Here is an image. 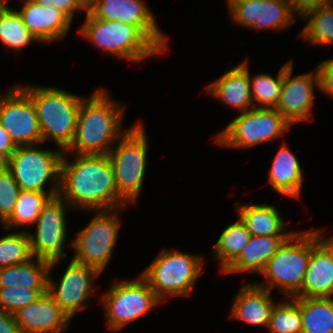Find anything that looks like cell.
<instances>
[{"instance_id": "cell-1", "label": "cell", "mask_w": 333, "mask_h": 333, "mask_svg": "<svg viewBox=\"0 0 333 333\" xmlns=\"http://www.w3.org/2000/svg\"><path fill=\"white\" fill-rule=\"evenodd\" d=\"M59 196L74 211L111 210L128 205L118 195L108 154L64 153L61 161Z\"/></svg>"}, {"instance_id": "cell-2", "label": "cell", "mask_w": 333, "mask_h": 333, "mask_svg": "<svg viewBox=\"0 0 333 333\" xmlns=\"http://www.w3.org/2000/svg\"><path fill=\"white\" fill-rule=\"evenodd\" d=\"M103 86L82 99L76 131L64 153L103 155L130 129L123 127L127 104L113 99Z\"/></svg>"}, {"instance_id": "cell-3", "label": "cell", "mask_w": 333, "mask_h": 333, "mask_svg": "<svg viewBox=\"0 0 333 333\" xmlns=\"http://www.w3.org/2000/svg\"><path fill=\"white\" fill-rule=\"evenodd\" d=\"M18 85L32 100L43 143L53 141L54 146L65 150L73 141L79 108L85 96L55 86Z\"/></svg>"}, {"instance_id": "cell-4", "label": "cell", "mask_w": 333, "mask_h": 333, "mask_svg": "<svg viewBox=\"0 0 333 333\" xmlns=\"http://www.w3.org/2000/svg\"><path fill=\"white\" fill-rule=\"evenodd\" d=\"M201 254L180 251L178 248L161 249L154 260L139 273L155 295L164 303L172 298H187L204 272Z\"/></svg>"}, {"instance_id": "cell-5", "label": "cell", "mask_w": 333, "mask_h": 333, "mask_svg": "<svg viewBox=\"0 0 333 333\" xmlns=\"http://www.w3.org/2000/svg\"><path fill=\"white\" fill-rule=\"evenodd\" d=\"M77 33L101 52L133 64L163 54L136 26L98 19L88 10Z\"/></svg>"}, {"instance_id": "cell-6", "label": "cell", "mask_w": 333, "mask_h": 333, "mask_svg": "<svg viewBox=\"0 0 333 333\" xmlns=\"http://www.w3.org/2000/svg\"><path fill=\"white\" fill-rule=\"evenodd\" d=\"M142 120L130 129L109 150L118 195L128 204L135 205L142 189L148 165V138Z\"/></svg>"}, {"instance_id": "cell-7", "label": "cell", "mask_w": 333, "mask_h": 333, "mask_svg": "<svg viewBox=\"0 0 333 333\" xmlns=\"http://www.w3.org/2000/svg\"><path fill=\"white\" fill-rule=\"evenodd\" d=\"M310 254L311 230L297 229L277 249L260 273L263 277L262 282L257 280L254 282L271 292L277 288V294L284 298L297 297L302 291Z\"/></svg>"}, {"instance_id": "cell-8", "label": "cell", "mask_w": 333, "mask_h": 333, "mask_svg": "<svg viewBox=\"0 0 333 333\" xmlns=\"http://www.w3.org/2000/svg\"><path fill=\"white\" fill-rule=\"evenodd\" d=\"M97 303L103 306L106 330L120 333L163 302L138 274L131 280L115 278L108 289L100 293Z\"/></svg>"}, {"instance_id": "cell-9", "label": "cell", "mask_w": 333, "mask_h": 333, "mask_svg": "<svg viewBox=\"0 0 333 333\" xmlns=\"http://www.w3.org/2000/svg\"><path fill=\"white\" fill-rule=\"evenodd\" d=\"M41 145L44 143L17 146L4 164L21 190L48 193L53 198L60 191L64 150L59 147L48 149Z\"/></svg>"}, {"instance_id": "cell-10", "label": "cell", "mask_w": 333, "mask_h": 333, "mask_svg": "<svg viewBox=\"0 0 333 333\" xmlns=\"http://www.w3.org/2000/svg\"><path fill=\"white\" fill-rule=\"evenodd\" d=\"M127 207L83 211L92 213L91 220L72 239V257L78 263L95 268L101 275L109 266L122 228V218Z\"/></svg>"}, {"instance_id": "cell-11", "label": "cell", "mask_w": 333, "mask_h": 333, "mask_svg": "<svg viewBox=\"0 0 333 333\" xmlns=\"http://www.w3.org/2000/svg\"><path fill=\"white\" fill-rule=\"evenodd\" d=\"M292 125L276 108H257L241 112L213 135L216 147L248 149L284 136Z\"/></svg>"}, {"instance_id": "cell-12", "label": "cell", "mask_w": 333, "mask_h": 333, "mask_svg": "<svg viewBox=\"0 0 333 333\" xmlns=\"http://www.w3.org/2000/svg\"><path fill=\"white\" fill-rule=\"evenodd\" d=\"M69 210L73 211L59 195L51 198L43 207L34 224L35 231H27L33 257L49 262L68 258L66 251L69 248L66 247L72 248L66 217ZM67 240H69V244Z\"/></svg>"}, {"instance_id": "cell-13", "label": "cell", "mask_w": 333, "mask_h": 333, "mask_svg": "<svg viewBox=\"0 0 333 333\" xmlns=\"http://www.w3.org/2000/svg\"><path fill=\"white\" fill-rule=\"evenodd\" d=\"M64 260L53 261L50 264L48 276V292L55 302L63 309L71 320L82 311L90 299L98 291L95 281L101 274L93 267L69 260L67 267L60 274V278L55 280L52 271ZM97 289V290H96Z\"/></svg>"}, {"instance_id": "cell-14", "label": "cell", "mask_w": 333, "mask_h": 333, "mask_svg": "<svg viewBox=\"0 0 333 333\" xmlns=\"http://www.w3.org/2000/svg\"><path fill=\"white\" fill-rule=\"evenodd\" d=\"M234 26L255 31H285L299 19L290 0H225Z\"/></svg>"}, {"instance_id": "cell-15", "label": "cell", "mask_w": 333, "mask_h": 333, "mask_svg": "<svg viewBox=\"0 0 333 333\" xmlns=\"http://www.w3.org/2000/svg\"><path fill=\"white\" fill-rule=\"evenodd\" d=\"M87 10L98 19L136 26L163 54L167 53L169 37L145 0H89Z\"/></svg>"}, {"instance_id": "cell-16", "label": "cell", "mask_w": 333, "mask_h": 333, "mask_svg": "<svg viewBox=\"0 0 333 333\" xmlns=\"http://www.w3.org/2000/svg\"><path fill=\"white\" fill-rule=\"evenodd\" d=\"M0 124L16 146L43 143L32 100L16 83L0 92Z\"/></svg>"}, {"instance_id": "cell-17", "label": "cell", "mask_w": 333, "mask_h": 333, "mask_svg": "<svg viewBox=\"0 0 333 333\" xmlns=\"http://www.w3.org/2000/svg\"><path fill=\"white\" fill-rule=\"evenodd\" d=\"M293 59L284 62L283 94L276 109L294 126L299 122H312L314 92L318 91V76L316 69L293 75ZM316 89V90H315Z\"/></svg>"}, {"instance_id": "cell-18", "label": "cell", "mask_w": 333, "mask_h": 333, "mask_svg": "<svg viewBox=\"0 0 333 333\" xmlns=\"http://www.w3.org/2000/svg\"><path fill=\"white\" fill-rule=\"evenodd\" d=\"M326 228L311 230V254L297 297H333V236Z\"/></svg>"}, {"instance_id": "cell-19", "label": "cell", "mask_w": 333, "mask_h": 333, "mask_svg": "<svg viewBox=\"0 0 333 333\" xmlns=\"http://www.w3.org/2000/svg\"><path fill=\"white\" fill-rule=\"evenodd\" d=\"M14 317L22 333H65L72 321L48 291Z\"/></svg>"}, {"instance_id": "cell-20", "label": "cell", "mask_w": 333, "mask_h": 333, "mask_svg": "<svg viewBox=\"0 0 333 333\" xmlns=\"http://www.w3.org/2000/svg\"><path fill=\"white\" fill-rule=\"evenodd\" d=\"M18 8L27 29L41 44L61 42L72 29L73 21L61 10L43 6L33 0H23Z\"/></svg>"}, {"instance_id": "cell-21", "label": "cell", "mask_w": 333, "mask_h": 333, "mask_svg": "<svg viewBox=\"0 0 333 333\" xmlns=\"http://www.w3.org/2000/svg\"><path fill=\"white\" fill-rule=\"evenodd\" d=\"M233 297L228 314L229 320L268 329L271 311L277 302L273 292L258 286L253 281L242 284Z\"/></svg>"}, {"instance_id": "cell-22", "label": "cell", "mask_w": 333, "mask_h": 333, "mask_svg": "<svg viewBox=\"0 0 333 333\" xmlns=\"http://www.w3.org/2000/svg\"><path fill=\"white\" fill-rule=\"evenodd\" d=\"M207 95L238 113L254 107L251 96L249 72L238 63L205 86Z\"/></svg>"}, {"instance_id": "cell-23", "label": "cell", "mask_w": 333, "mask_h": 333, "mask_svg": "<svg viewBox=\"0 0 333 333\" xmlns=\"http://www.w3.org/2000/svg\"><path fill=\"white\" fill-rule=\"evenodd\" d=\"M234 212L252 236H291L296 231L287 229L288 220L274 204L238 201Z\"/></svg>"}, {"instance_id": "cell-24", "label": "cell", "mask_w": 333, "mask_h": 333, "mask_svg": "<svg viewBox=\"0 0 333 333\" xmlns=\"http://www.w3.org/2000/svg\"><path fill=\"white\" fill-rule=\"evenodd\" d=\"M295 153L284 141L277 150L267 172V183L279 196L299 198L302 193L304 176L307 175Z\"/></svg>"}, {"instance_id": "cell-25", "label": "cell", "mask_w": 333, "mask_h": 333, "mask_svg": "<svg viewBox=\"0 0 333 333\" xmlns=\"http://www.w3.org/2000/svg\"><path fill=\"white\" fill-rule=\"evenodd\" d=\"M290 236H251L239 256L221 273L222 275L259 274L277 249Z\"/></svg>"}, {"instance_id": "cell-26", "label": "cell", "mask_w": 333, "mask_h": 333, "mask_svg": "<svg viewBox=\"0 0 333 333\" xmlns=\"http://www.w3.org/2000/svg\"><path fill=\"white\" fill-rule=\"evenodd\" d=\"M51 262L31 258L26 263L0 269V287H24L48 289V276Z\"/></svg>"}, {"instance_id": "cell-27", "label": "cell", "mask_w": 333, "mask_h": 333, "mask_svg": "<svg viewBox=\"0 0 333 333\" xmlns=\"http://www.w3.org/2000/svg\"><path fill=\"white\" fill-rule=\"evenodd\" d=\"M245 225L237 220L225 227L213 245L211 258L218 260V273L221 274L242 252L251 238Z\"/></svg>"}, {"instance_id": "cell-28", "label": "cell", "mask_w": 333, "mask_h": 333, "mask_svg": "<svg viewBox=\"0 0 333 333\" xmlns=\"http://www.w3.org/2000/svg\"><path fill=\"white\" fill-rule=\"evenodd\" d=\"M302 315V333H333V297H294Z\"/></svg>"}, {"instance_id": "cell-29", "label": "cell", "mask_w": 333, "mask_h": 333, "mask_svg": "<svg viewBox=\"0 0 333 333\" xmlns=\"http://www.w3.org/2000/svg\"><path fill=\"white\" fill-rule=\"evenodd\" d=\"M248 72L250 77L251 96L254 107L276 108L283 94L282 83L284 77V63L276 76L266 72L251 74L247 58L239 62Z\"/></svg>"}, {"instance_id": "cell-30", "label": "cell", "mask_w": 333, "mask_h": 333, "mask_svg": "<svg viewBox=\"0 0 333 333\" xmlns=\"http://www.w3.org/2000/svg\"><path fill=\"white\" fill-rule=\"evenodd\" d=\"M306 25L298 32V39L310 46L333 44V4L306 12L299 20Z\"/></svg>"}, {"instance_id": "cell-31", "label": "cell", "mask_w": 333, "mask_h": 333, "mask_svg": "<svg viewBox=\"0 0 333 333\" xmlns=\"http://www.w3.org/2000/svg\"><path fill=\"white\" fill-rule=\"evenodd\" d=\"M34 42L41 44L27 29L17 8L6 7L0 14V43L4 51L20 56V51Z\"/></svg>"}, {"instance_id": "cell-32", "label": "cell", "mask_w": 333, "mask_h": 333, "mask_svg": "<svg viewBox=\"0 0 333 333\" xmlns=\"http://www.w3.org/2000/svg\"><path fill=\"white\" fill-rule=\"evenodd\" d=\"M51 198L48 193L20 190L13 213L3 225V229L18 230L20 228L21 231L23 228V231H28L30 226H34L43 207Z\"/></svg>"}, {"instance_id": "cell-33", "label": "cell", "mask_w": 333, "mask_h": 333, "mask_svg": "<svg viewBox=\"0 0 333 333\" xmlns=\"http://www.w3.org/2000/svg\"><path fill=\"white\" fill-rule=\"evenodd\" d=\"M7 230L0 236V269L26 263L33 258L27 231Z\"/></svg>"}, {"instance_id": "cell-34", "label": "cell", "mask_w": 333, "mask_h": 333, "mask_svg": "<svg viewBox=\"0 0 333 333\" xmlns=\"http://www.w3.org/2000/svg\"><path fill=\"white\" fill-rule=\"evenodd\" d=\"M268 333H302V315L293 298L278 300L270 315Z\"/></svg>"}, {"instance_id": "cell-35", "label": "cell", "mask_w": 333, "mask_h": 333, "mask_svg": "<svg viewBox=\"0 0 333 333\" xmlns=\"http://www.w3.org/2000/svg\"><path fill=\"white\" fill-rule=\"evenodd\" d=\"M48 289H32L20 286L0 287V309L15 314L20 308L36 301Z\"/></svg>"}, {"instance_id": "cell-36", "label": "cell", "mask_w": 333, "mask_h": 333, "mask_svg": "<svg viewBox=\"0 0 333 333\" xmlns=\"http://www.w3.org/2000/svg\"><path fill=\"white\" fill-rule=\"evenodd\" d=\"M20 190L11 171L0 164V227L10 219Z\"/></svg>"}, {"instance_id": "cell-37", "label": "cell", "mask_w": 333, "mask_h": 333, "mask_svg": "<svg viewBox=\"0 0 333 333\" xmlns=\"http://www.w3.org/2000/svg\"><path fill=\"white\" fill-rule=\"evenodd\" d=\"M35 3L54 7L61 10L72 21L76 18V14L79 12L86 13L87 2L85 0H33Z\"/></svg>"}, {"instance_id": "cell-38", "label": "cell", "mask_w": 333, "mask_h": 333, "mask_svg": "<svg viewBox=\"0 0 333 333\" xmlns=\"http://www.w3.org/2000/svg\"><path fill=\"white\" fill-rule=\"evenodd\" d=\"M318 91L333 99V58L322 60L316 66Z\"/></svg>"}, {"instance_id": "cell-39", "label": "cell", "mask_w": 333, "mask_h": 333, "mask_svg": "<svg viewBox=\"0 0 333 333\" xmlns=\"http://www.w3.org/2000/svg\"><path fill=\"white\" fill-rule=\"evenodd\" d=\"M16 147L9 133L0 124V164H4L10 158Z\"/></svg>"}, {"instance_id": "cell-40", "label": "cell", "mask_w": 333, "mask_h": 333, "mask_svg": "<svg viewBox=\"0 0 333 333\" xmlns=\"http://www.w3.org/2000/svg\"><path fill=\"white\" fill-rule=\"evenodd\" d=\"M0 333H22L15 321L14 314L0 309Z\"/></svg>"}, {"instance_id": "cell-41", "label": "cell", "mask_w": 333, "mask_h": 333, "mask_svg": "<svg viewBox=\"0 0 333 333\" xmlns=\"http://www.w3.org/2000/svg\"><path fill=\"white\" fill-rule=\"evenodd\" d=\"M6 7H10V5H9V1L10 0H0ZM11 1H13V0H11ZM22 1V0H21Z\"/></svg>"}, {"instance_id": "cell-42", "label": "cell", "mask_w": 333, "mask_h": 333, "mask_svg": "<svg viewBox=\"0 0 333 333\" xmlns=\"http://www.w3.org/2000/svg\"><path fill=\"white\" fill-rule=\"evenodd\" d=\"M6 8V6L0 1V14Z\"/></svg>"}]
</instances>
